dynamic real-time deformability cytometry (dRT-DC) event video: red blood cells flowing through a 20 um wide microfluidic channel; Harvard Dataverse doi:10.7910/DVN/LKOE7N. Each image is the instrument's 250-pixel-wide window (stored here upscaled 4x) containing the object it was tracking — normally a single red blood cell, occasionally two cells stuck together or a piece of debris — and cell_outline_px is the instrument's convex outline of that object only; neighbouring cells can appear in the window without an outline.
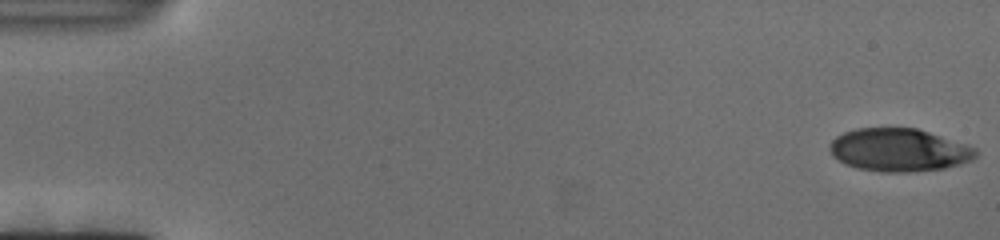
{"species": "human", "species_latin": "Homo sapiens", "temperature_condition": "cold", "stored_images_in_passage": 127, "camera_frame_rate_fps": 3000, "um_per_image_px": 0.085, "donor": {"sex": "female"}, "frame": {"image": 1, "passage_image": 1, "time_ms": 0.0, "image_size_px": [1000, 240], "cell_outline_px": [[976, 156], [972, 160], [960, 164], [944, 168], [908, 172], [880, 172], [856, 168], [844, 164], [832, 156], [828, 148], [832, 140], [836, 136], [844, 132], [856, 128], [916, 128], [976, 148]], "centroid_in_image_um": [76.35, 12.76], "position_along_channel_um": 8.6, "area_um2": 36.47}}
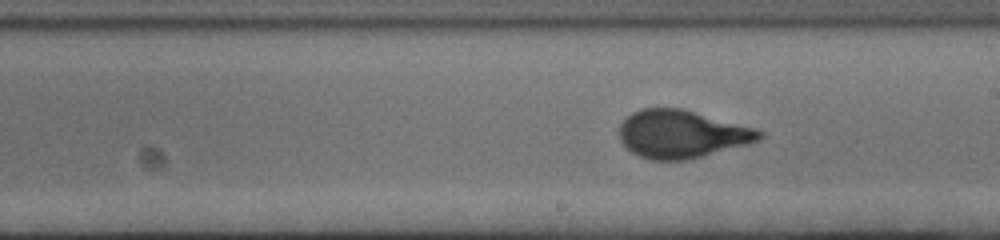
{"frame": {"image": 2, "passage_image": 72, "time_ms": 23.667, "image_size_px": [1000, 240], "cell_outline_px": [[764, 136], [748, 144], [688, 160], [652, 160], [640, 156], [632, 152], [620, 140], [620, 124], [632, 112], [640, 108], [680, 108], [760, 128], [764, 132]], "centroid_in_image_um": [57.99, 11.39], "position_along_channel_um": 231.0, "area_um2": 39.19}}
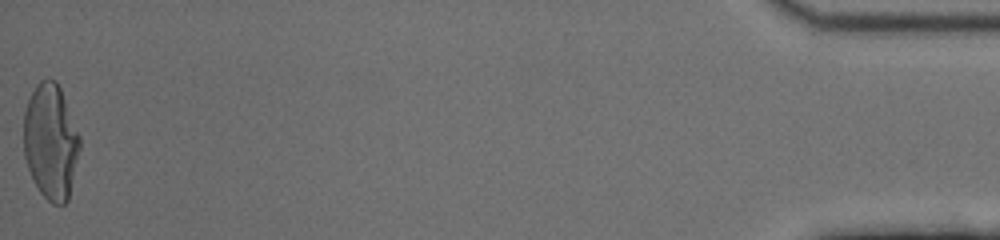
{"frame": {"image": 3, "passage_image": 127, "time_ms": 42.0, "image_size_px": [1000, 240], "cell_outline_px": [[80, 148], [68, 200], [64, 204], [52, 204], [40, 192], [28, 168], [24, 156], [24, 112], [28, 100], [36, 84], [40, 80], [48, 76], [56, 80], [60, 88], [80, 136]], "centroid_in_image_um": [4.31, 12.01], "position_along_channel_um": 430.9, "area_um2": 37.69}}